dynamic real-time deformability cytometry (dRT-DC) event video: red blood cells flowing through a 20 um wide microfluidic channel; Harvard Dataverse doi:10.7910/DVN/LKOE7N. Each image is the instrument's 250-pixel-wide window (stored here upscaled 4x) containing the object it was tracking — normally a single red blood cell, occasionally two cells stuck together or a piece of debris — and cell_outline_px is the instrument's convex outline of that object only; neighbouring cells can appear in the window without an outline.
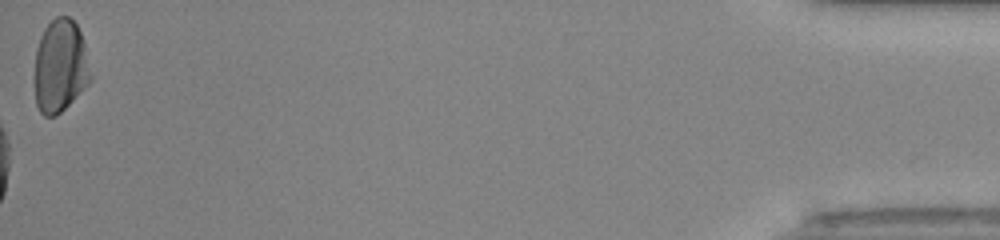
{"species": "human", "species_latin": "Homo sapiens", "temperature_condition": "room temperature", "stored_images_in_passage": 37, "camera_frame_rate_fps": 3000, "um_per_image_px": 0.085, "donor": {"sex": "male"}, "frame": {"image": 1, "passage_image": 37, "time_ms": 12.0, "image_size_px": [1000, 240], "cell_outline_px": [[92, 80], [56, 116], [44, 116], [40, 112], [36, 104], [32, 80], [36, 52], [40, 36], [44, 28], [56, 16], [68, 16], [76, 24], [80, 32], [84, 44], [92, 76]], "centroid_in_image_um": [5.08, 5.64], "position_along_channel_um": 430.1, "area_um2": 30.69}, "authors_computed_cell_mechanics": {"area_um2": 36.0094, "velocity_mm_per_s": 4.3274, "shape_relaxation_time_tau1_ms": 4.1547, "shape_relaxation_time_tau2_ms": 0.9633, "deformation_change_tau1": 0.1958, "deformation_change_tau2": 0.0477}}